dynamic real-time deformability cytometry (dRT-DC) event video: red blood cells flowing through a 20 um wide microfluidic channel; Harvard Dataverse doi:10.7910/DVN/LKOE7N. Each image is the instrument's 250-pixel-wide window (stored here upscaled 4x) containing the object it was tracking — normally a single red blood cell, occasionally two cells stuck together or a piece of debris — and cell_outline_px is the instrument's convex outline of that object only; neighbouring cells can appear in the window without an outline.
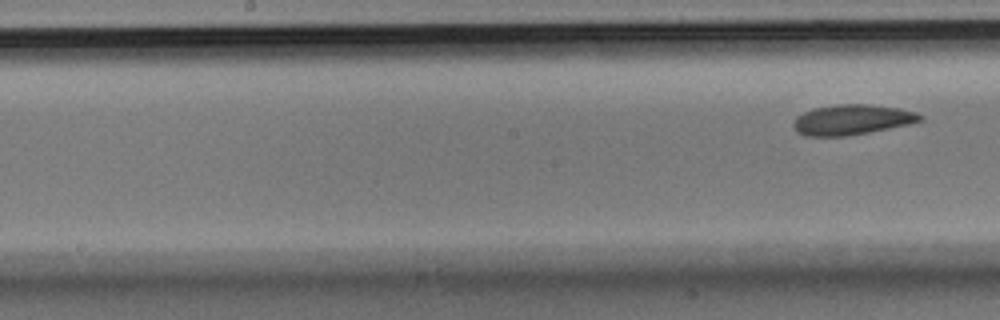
{"species": "Egyptian fruit bat (a non-hibernating species)", "species_latin": "Rousettus aegyptiacus", "temperature_condition": "room temperature", "stored_images_in_passage": 8, "segment_of_instrument_passage": [2, 2], "camera_frame_rate_fps": 3000, "um_per_image_px": 0.085, "animal": {"sex": "male"}, "frame": {"image": 1, "passage_image": 8, "time_ms": 2.333, "image_size_px": [1000, 320], "cell_outline_px": [[924, 120], [908, 124], [868, 132], [844, 136], [804, 136], [796, 132], [792, 124], [796, 116], [812, 108], [836, 104], [868, 104], [900, 108], [916, 112], [924, 116]], "centroid_in_image_um": [72.39, 10.16], "position_along_channel_um": 175.8, "area_um2": 22.43}}